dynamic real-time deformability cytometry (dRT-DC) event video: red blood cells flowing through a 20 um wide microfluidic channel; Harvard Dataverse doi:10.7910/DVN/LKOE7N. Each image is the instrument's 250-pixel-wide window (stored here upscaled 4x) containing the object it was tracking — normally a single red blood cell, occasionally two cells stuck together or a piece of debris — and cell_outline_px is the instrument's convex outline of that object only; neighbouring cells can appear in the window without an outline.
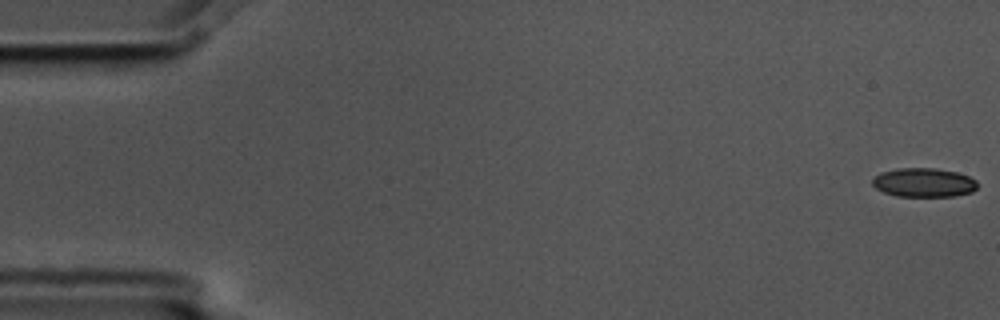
{"species": "common noctule bat (a hibernating species)", "species_latin": "Nyctalus noctula", "temperature_condition": "cold", "stored_images_in_passage": 15, "camera_frame_rate_fps": 3000, "um_per_image_px": 0.085, "animal": {"sex": "male", "body_mass_g": 17.5, "forearm_length_mm": 52.3}, "frame": {"image": 1, "passage_image": 1, "time_ms": 0.0, "image_size_px": [1000, 320], "cell_outline_px": [[976, 188], [972, 192], [952, 196], [896, 196], [884, 192], [876, 188], [872, 184], [872, 180], [880, 172], [900, 168], [936, 168], [956, 172], [968, 176], [976, 180]], "centroid_in_image_um": [78.51, 15.51], "position_along_channel_um": 6.5, "area_um2": 17.63}}
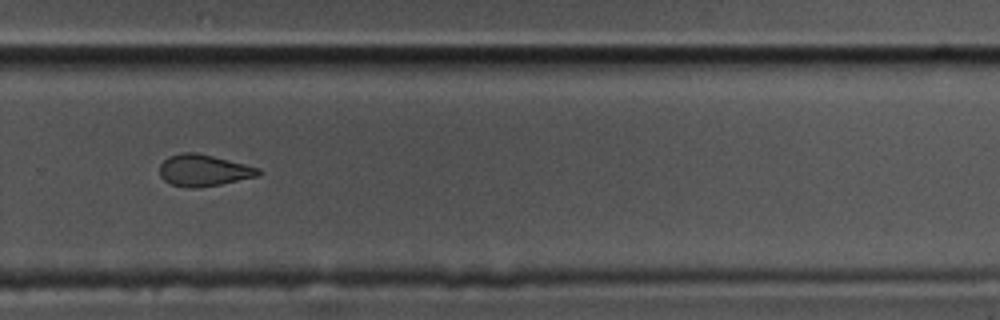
{"frame": {"image": 2, "passage_image": 11, "time_ms": 3.333, "image_size_px": [1000, 320], "cell_outline_px": [[260, 176], [220, 184], [196, 188], [188, 188], [172, 184], [164, 180], [160, 176], [160, 164], [168, 156], [180, 152], [196, 152], [260, 168]], "centroid_in_image_um": [17.29, 14.48], "position_along_channel_um": 312.5, "area_um2": 18.15}}
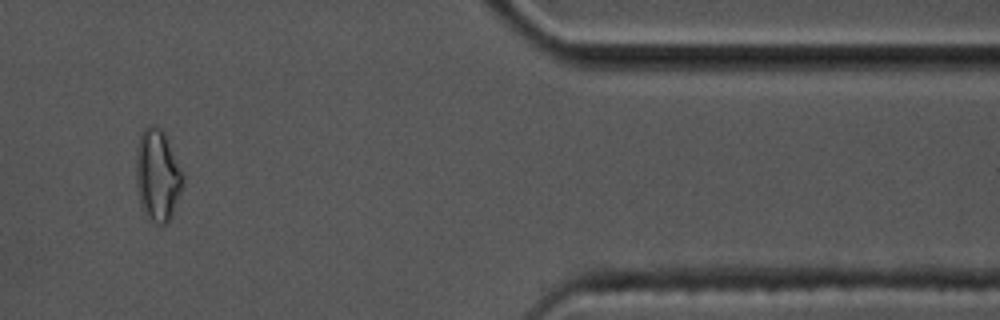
{"frame": {"image": 3, "passage_image": 13, "time_ms": 4.0, "image_size_px": [1000, 320], "cell_outline_px": [[184, 180], [172, 216], [164, 224], [160, 224], [148, 220], [144, 212], [140, 200], [136, 184], [136, 152], [140, 136], [144, 128], [148, 124], [156, 124], [164, 132], [184, 176]], "centroid_in_image_um": [13.38, 14.88], "position_along_channel_um": 398.0, "area_um2": 24.91}}